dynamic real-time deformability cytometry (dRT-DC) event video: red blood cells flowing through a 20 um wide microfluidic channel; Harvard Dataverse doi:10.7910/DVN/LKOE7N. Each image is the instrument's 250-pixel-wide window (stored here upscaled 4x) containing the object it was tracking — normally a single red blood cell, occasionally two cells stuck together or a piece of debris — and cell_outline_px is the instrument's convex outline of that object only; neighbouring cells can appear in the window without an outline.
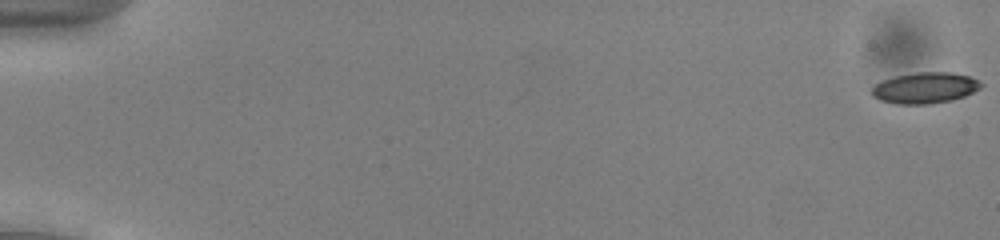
{"species": "common noctule bat (a hibernating species)", "species_latin": "Nyctalus noctula", "temperature_condition": "cold", "stored_images_in_passage": 9, "camera_frame_rate_fps": 3000, "um_per_image_px": 0.085, "animal": {"sex": "male", "body_mass_g": 13.0, "forearm_length_mm": 53.1}, "frame": {"image": 1, "passage_image": 1, "time_ms": 0.0, "image_size_px": [1000, 240], "cell_outline_px": [[984, 84], [980, 88], [964, 96], [952, 100], [932, 104], [896, 104], [880, 100], [872, 96], [872, 88], [876, 84], [884, 80], [896, 76], [920, 72], [952, 72], [968, 76]], "centroid_in_image_um": [78.63, 7.48], "position_along_channel_um": 6.4, "area_um2": 19.59}}